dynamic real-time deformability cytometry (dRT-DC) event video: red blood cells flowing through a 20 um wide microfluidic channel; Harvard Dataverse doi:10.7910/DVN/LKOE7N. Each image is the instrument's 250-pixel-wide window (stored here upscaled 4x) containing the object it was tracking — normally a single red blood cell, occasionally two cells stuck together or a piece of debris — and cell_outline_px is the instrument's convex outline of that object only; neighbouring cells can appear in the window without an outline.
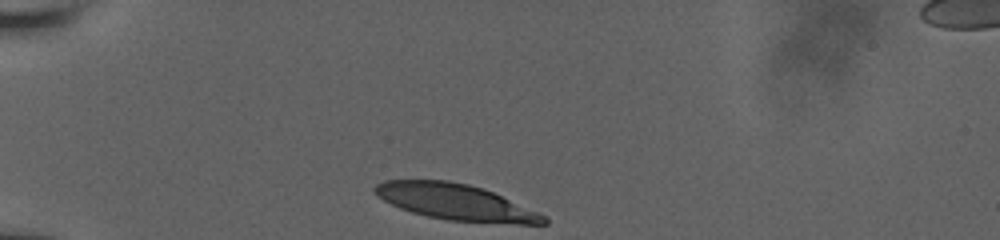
{"species": "human", "species_latin": "Homo sapiens", "temperature_condition": "room temperature", "stored_images_in_passage": 18, "camera_frame_rate_fps": 3000, "um_per_image_px": 0.085, "donor": {"sex": "male"}, "frame": {"image": 1, "passage_image": 1, "time_ms": 0.0, "image_size_px": [1000, 240], "cell_outline_px": [[548, 224], [516, 224], [448, 220], [428, 216], [412, 212], [400, 208], [376, 196], [372, 192], [372, 188], [376, 184], [384, 180], [448, 180], [468, 184], [484, 188], [548, 216]], "centroid_in_image_um": [38.74, 17.17], "position_along_channel_um": 46.3, "area_um2": 35.6}}
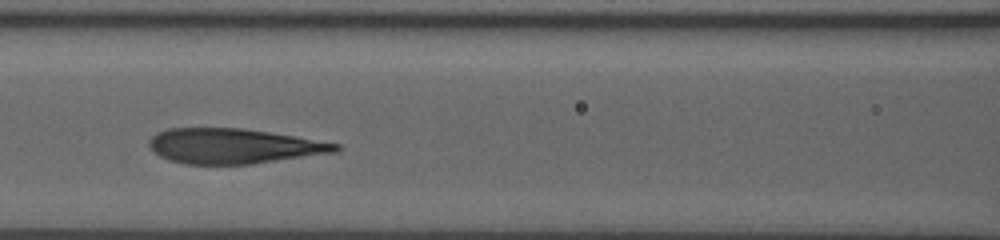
{"frame": {"image": 2, "passage_image": 11, "time_ms": 3.667, "image_size_px": [1000, 240], "cell_outline_px": [[340, 148], [336, 152], [252, 164], [184, 164], [168, 160], [160, 156], [148, 144], [148, 140], [156, 132], [168, 128], [244, 128], [296, 136], [340, 144]], "centroid_in_image_um": [19.84, 12.41], "position_along_channel_um": 146.8, "area_um2": 38.15}}
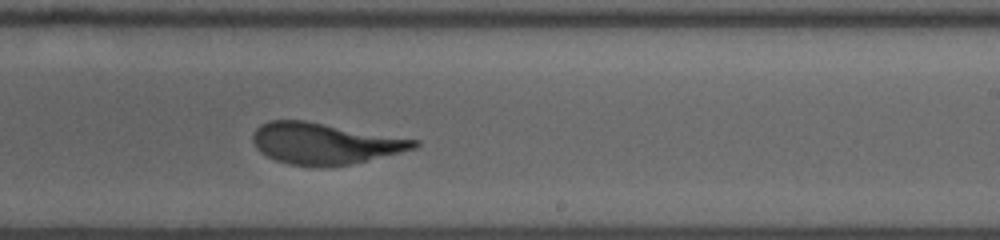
{"frame": {"image": 3, "passage_image": 18, "time_ms": 6.667, "image_size_px": [1000, 240], "cell_outline_px": [[420, 144], [416, 148], [352, 164], [320, 168], [316, 168], [288, 164], [276, 160], [260, 152], [256, 148], [252, 140], [252, 136], [256, 128], [260, 124], [268, 120], [304, 120], [420, 140]], "centroid_in_image_um": [27.58, 12.2], "position_along_channel_um": 261.4, "area_um2": 39.07}}